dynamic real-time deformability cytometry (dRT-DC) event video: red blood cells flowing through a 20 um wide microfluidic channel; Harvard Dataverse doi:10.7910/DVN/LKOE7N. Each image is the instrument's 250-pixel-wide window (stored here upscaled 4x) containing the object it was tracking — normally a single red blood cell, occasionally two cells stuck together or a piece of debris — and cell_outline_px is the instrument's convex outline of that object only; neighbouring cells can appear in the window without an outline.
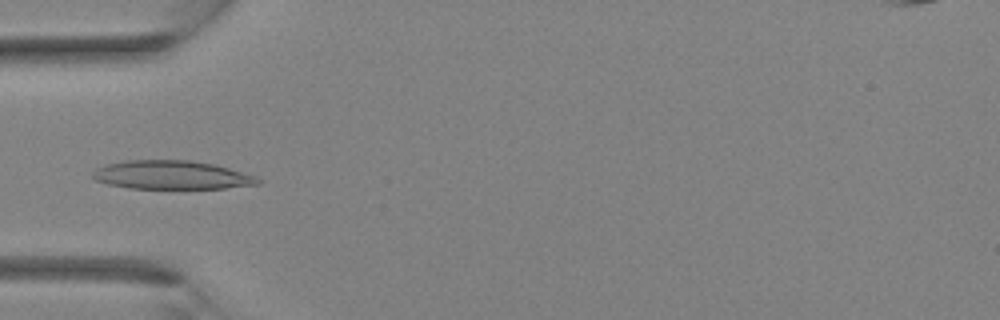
{"species": "Egyptian fruit bat (a non-hibernating species)", "species_latin": "Rousettus aegyptiacus", "temperature_condition": "room temperature", "stored_images_in_passage": 34, "camera_frame_rate_fps": 3000, "um_per_image_px": 0.085, "animal": {"sex": "female"}, "frame": {"image": 1, "passage_image": 10, "time_ms": 3.0, "image_size_px": [1000, 320], "cell_outline_px": [[260, 184], [224, 188], [128, 188], [108, 184], [96, 180], [92, 176], [92, 172], [96, 168], [108, 164], [124, 160], [188, 160], [216, 164], [256, 176], [260, 180]], "centroid_in_image_um": [14.59, 14.87], "position_along_channel_um": 70.4, "area_um2": 27.51}}
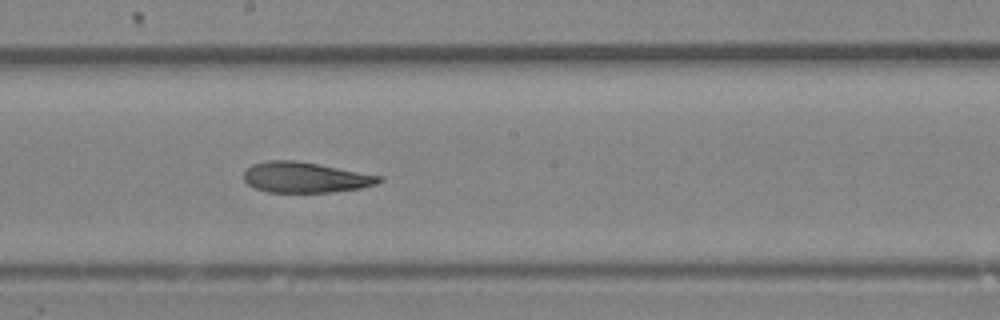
{"frame": {"image": 2, "passage_image": 18, "time_ms": 5.667, "image_size_px": [1000, 320], "cell_outline_px": [[384, 180], [376, 184], [360, 188], [332, 192], [268, 192], [256, 188], [248, 184], [244, 180], [244, 172], [252, 164], [268, 160], [296, 160], [384, 176]], "centroid_in_image_um": [25.97, 15.07], "position_along_channel_um": 222.2, "area_um2": 24.1}}
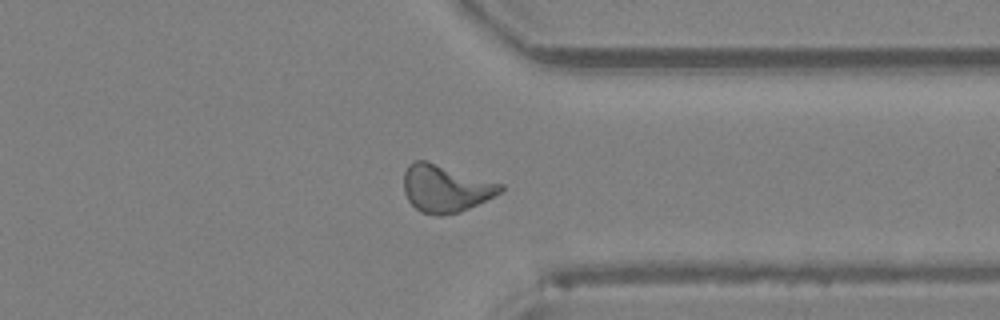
{"frame": {"image": 3, "passage_image": 26, "time_ms": 8.333, "image_size_px": [1000, 320], "cell_outline_px": [[504, 188], [500, 192], [460, 212], [440, 216], [436, 216], [420, 212], [408, 200], [404, 192], [404, 172], [408, 164], [416, 160], [428, 160], [504, 184]], "centroid_in_image_um": [37.84, 16.0], "position_along_channel_um": 373.6, "area_um2": 26.76}}